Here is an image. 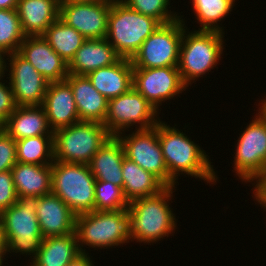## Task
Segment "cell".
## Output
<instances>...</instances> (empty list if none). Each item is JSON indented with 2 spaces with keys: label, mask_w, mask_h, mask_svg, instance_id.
Listing matches in <instances>:
<instances>
[{
  "label": "cell",
  "mask_w": 266,
  "mask_h": 266,
  "mask_svg": "<svg viewBox=\"0 0 266 266\" xmlns=\"http://www.w3.org/2000/svg\"><path fill=\"white\" fill-rule=\"evenodd\" d=\"M18 53L49 82L64 81L68 77V63L61 58L42 36H26Z\"/></svg>",
  "instance_id": "2e32d148"
},
{
  "label": "cell",
  "mask_w": 266,
  "mask_h": 266,
  "mask_svg": "<svg viewBox=\"0 0 266 266\" xmlns=\"http://www.w3.org/2000/svg\"><path fill=\"white\" fill-rule=\"evenodd\" d=\"M182 17L174 22L161 24L142 43L131 59L133 68L178 66L181 39L186 28Z\"/></svg>",
  "instance_id": "8fae6325"
},
{
  "label": "cell",
  "mask_w": 266,
  "mask_h": 266,
  "mask_svg": "<svg viewBox=\"0 0 266 266\" xmlns=\"http://www.w3.org/2000/svg\"><path fill=\"white\" fill-rule=\"evenodd\" d=\"M51 181V193L76 215L94 211L96 179L89 164L53 161Z\"/></svg>",
  "instance_id": "52a82bcc"
},
{
  "label": "cell",
  "mask_w": 266,
  "mask_h": 266,
  "mask_svg": "<svg viewBox=\"0 0 266 266\" xmlns=\"http://www.w3.org/2000/svg\"><path fill=\"white\" fill-rule=\"evenodd\" d=\"M126 135L123 136V132L117 135L123 144L125 157L138 164L145 171L154 174L169 187V173L158 140V123L153 128L135 130Z\"/></svg>",
  "instance_id": "7c38bea8"
},
{
  "label": "cell",
  "mask_w": 266,
  "mask_h": 266,
  "mask_svg": "<svg viewBox=\"0 0 266 266\" xmlns=\"http://www.w3.org/2000/svg\"><path fill=\"white\" fill-rule=\"evenodd\" d=\"M255 184L253 189L254 200H266V173L265 175Z\"/></svg>",
  "instance_id": "8d00e7d4"
},
{
  "label": "cell",
  "mask_w": 266,
  "mask_h": 266,
  "mask_svg": "<svg viewBox=\"0 0 266 266\" xmlns=\"http://www.w3.org/2000/svg\"><path fill=\"white\" fill-rule=\"evenodd\" d=\"M256 201L260 204V206H262L261 208L264 207V209H266V200H256Z\"/></svg>",
  "instance_id": "ee69618b"
},
{
  "label": "cell",
  "mask_w": 266,
  "mask_h": 266,
  "mask_svg": "<svg viewBox=\"0 0 266 266\" xmlns=\"http://www.w3.org/2000/svg\"><path fill=\"white\" fill-rule=\"evenodd\" d=\"M87 77L93 87L110 100L133 87V65L131 59L120 58L110 66L94 70Z\"/></svg>",
  "instance_id": "ffe728a7"
},
{
  "label": "cell",
  "mask_w": 266,
  "mask_h": 266,
  "mask_svg": "<svg viewBox=\"0 0 266 266\" xmlns=\"http://www.w3.org/2000/svg\"><path fill=\"white\" fill-rule=\"evenodd\" d=\"M75 234L81 254L85 245L109 249L132 242L131 217L127 209L119 211H92L76 215Z\"/></svg>",
  "instance_id": "3957f363"
},
{
  "label": "cell",
  "mask_w": 266,
  "mask_h": 266,
  "mask_svg": "<svg viewBox=\"0 0 266 266\" xmlns=\"http://www.w3.org/2000/svg\"><path fill=\"white\" fill-rule=\"evenodd\" d=\"M264 97H266V96H264ZM259 104H261V106L258 108L257 111H259L258 112L259 115L266 121V98L261 99V101H259Z\"/></svg>",
  "instance_id": "b9f144b4"
},
{
  "label": "cell",
  "mask_w": 266,
  "mask_h": 266,
  "mask_svg": "<svg viewBox=\"0 0 266 266\" xmlns=\"http://www.w3.org/2000/svg\"><path fill=\"white\" fill-rule=\"evenodd\" d=\"M188 32H187V31ZM224 33L218 31L184 29L179 49L178 70L189 87L199 77L216 67L224 49Z\"/></svg>",
  "instance_id": "5b68a950"
},
{
  "label": "cell",
  "mask_w": 266,
  "mask_h": 266,
  "mask_svg": "<svg viewBox=\"0 0 266 266\" xmlns=\"http://www.w3.org/2000/svg\"><path fill=\"white\" fill-rule=\"evenodd\" d=\"M107 0H60V3H94Z\"/></svg>",
  "instance_id": "7bdbcfd3"
},
{
  "label": "cell",
  "mask_w": 266,
  "mask_h": 266,
  "mask_svg": "<svg viewBox=\"0 0 266 266\" xmlns=\"http://www.w3.org/2000/svg\"><path fill=\"white\" fill-rule=\"evenodd\" d=\"M122 177L123 193L128 202L156 195L167 187L154 174L145 171L126 157L122 163Z\"/></svg>",
  "instance_id": "4316f807"
},
{
  "label": "cell",
  "mask_w": 266,
  "mask_h": 266,
  "mask_svg": "<svg viewBox=\"0 0 266 266\" xmlns=\"http://www.w3.org/2000/svg\"><path fill=\"white\" fill-rule=\"evenodd\" d=\"M53 50L67 63L74 57L86 38L60 18L52 23L42 35Z\"/></svg>",
  "instance_id": "83f0119b"
},
{
  "label": "cell",
  "mask_w": 266,
  "mask_h": 266,
  "mask_svg": "<svg viewBox=\"0 0 266 266\" xmlns=\"http://www.w3.org/2000/svg\"><path fill=\"white\" fill-rule=\"evenodd\" d=\"M133 87L158 111L166 100L187 89L177 66L133 68Z\"/></svg>",
  "instance_id": "4fadbf2b"
},
{
  "label": "cell",
  "mask_w": 266,
  "mask_h": 266,
  "mask_svg": "<svg viewBox=\"0 0 266 266\" xmlns=\"http://www.w3.org/2000/svg\"><path fill=\"white\" fill-rule=\"evenodd\" d=\"M160 25L155 18L128 8L120 0H113L105 39L121 58L132 59Z\"/></svg>",
  "instance_id": "8992f818"
},
{
  "label": "cell",
  "mask_w": 266,
  "mask_h": 266,
  "mask_svg": "<svg viewBox=\"0 0 266 266\" xmlns=\"http://www.w3.org/2000/svg\"><path fill=\"white\" fill-rule=\"evenodd\" d=\"M88 254L89 253L80 254L74 261L70 262L67 266H95Z\"/></svg>",
  "instance_id": "74e56055"
},
{
  "label": "cell",
  "mask_w": 266,
  "mask_h": 266,
  "mask_svg": "<svg viewBox=\"0 0 266 266\" xmlns=\"http://www.w3.org/2000/svg\"><path fill=\"white\" fill-rule=\"evenodd\" d=\"M125 157L123 144L111 136L99 148L89 163L96 180L111 182L123 188L122 163Z\"/></svg>",
  "instance_id": "cb8c5ba5"
},
{
  "label": "cell",
  "mask_w": 266,
  "mask_h": 266,
  "mask_svg": "<svg viewBox=\"0 0 266 266\" xmlns=\"http://www.w3.org/2000/svg\"><path fill=\"white\" fill-rule=\"evenodd\" d=\"M17 201L0 213L6 242V254L15 252L34 258L39 251L43 235L36 207L39 196H17ZM32 255V256H31Z\"/></svg>",
  "instance_id": "277c9868"
},
{
  "label": "cell",
  "mask_w": 266,
  "mask_h": 266,
  "mask_svg": "<svg viewBox=\"0 0 266 266\" xmlns=\"http://www.w3.org/2000/svg\"><path fill=\"white\" fill-rule=\"evenodd\" d=\"M80 121L104 123L108 100L92 85L87 76L68 74Z\"/></svg>",
  "instance_id": "7402d4cb"
},
{
  "label": "cell",
  "mask_w": 266,
  "mask_h": 266,
  "mask_svg": "<svg viewBox=\"0 0 266 266\" xmlns=\"http://www.w3.org/2000/svg\"><path fill=\"white\" fill-rule=\"evenodd\" d=\"M110 137L99 122L79 121L57 129L53 133L54 161L89 164Z\"/></svg>",
  "instance_id": "ba28073f"
},
{
  "label": "cell",
  "mask_w": 266,
  "mask_h": 266,
  "mask_svg": "<svg viewBox=\"0 0 266 266\" xmlns=\"http://www.w3.org/2000/svg\"><path fill=\"white\" fill-rule=\"evenodd\" d=\"M158 140L169 173V187H175L180 173L199 178L209 184L217 182V173L206 151L194 143L186 133L179 131L175 126L165 124L164 121H159Z\"/></svg>",
  "instance_id": "6da1fadb"
},
{
  "label": "cell",
  "mask_w": 266,
  "mask_h": 266,
  "mask_svg": "<svg viewBox=\"0 0 266 266\" xmlns=\"http://www.w3.org/2000/svg\"><path fill=\"white\" fill-rule=\"evenodd\" d=\"M36 216L43 238L75 233L76 214L53 193L39 197Z\"/></svg>",
  "instance_id": "e0dca14e"
},
{
  "label": "cell",
  "mask_w": 266,
  "mask_h": 266,
  "mask_svg": "<svg viewBox=\"0 0 266 266\" xmlns=\"http://www.w3.org/2000/svg\"><path fill=\"white\" fill-rule=\"evenodd\" d=\"M7 54H5L2 50H0V77H5V73H6V66L8 64V62L6 61V59L4 57H6ZM7 63V64H6Z\"/></svg>",
  "instance_id": "60d3db41"
},
{
  "label": "cell",
  "mask_w": 266,
  "mask_h": 266,
  "mask_svg": "<svg viewBox=\"0 0 266 266\" xmlns=\"http://www.w3.org/2000/svg\"><path fill=\"white\" fill-rule=\"evenodd\" d=\"M241 132L233 169L241 181L257 183L266 173V121L256 113Z\"/></svg>",
  "instance_id": "30bf717a"
},
{
  "label": "cell",
  "mask_w": 266,
  "mask_h": 266,
  "mask_svg": "<svg viewBox=\"0 0 266 266\" xmlns=\"http://www.w3.org/2000/svg\"><path fill=\"white\" fill-rule=\"evenodd\" d=\"M11 170L0 173V213L17 201Z\"/></svg>",
  "instance_id": "e575fe53"
},
{
  "label": "cell",
  "mask_w": 266,
  "mask_h": 266,
  "mask_svg": "<svg viewBox=\"0 0 266 266\" xmlns=\"http://www.w3.org/2000/svg\"><path fill=\"white\" fill-rule=\"evenodd\" d=\"M128 200L123 188L111 182L96 180L95 183V211H119L127 209Z\"/></svg>",
  "instance_id": "1f68e13d"
},
{
  "label": "cell",
  "mask_w": 266,
  "mask_h": 266,
  "mask_svg": "<svg viewBox=\"0 0 266 266\" xmlns=\"http://www.w3.org/2000/svg\"><path fill=\"white\" fill-rule=\"evenodd\" d=\"M3 131V125L0 124V133Z\"/></svg>",
  "instance_id": "bcb514c9"
},
{
  "label": "cell",
  "mask_w": 266,
  "mask_h": 266,
  "mask_svg": "<svg viewBox=\"0 0 266 266\" xmlns=\"http://www.w3.org/2000/svg\"><path fill=\"white\" fill-rule=\"evenodd\" d=\"M2 78L4 77H0V124L4 125L17 105L13 97L10 82H8V85H5L6 83L2 81Z\"/></svg>",
  "instance_id": "d590c367"
},
{
  "label": "cell",
  "mask_w": 266,
  "mask_h": 266,
  "mask_svg": "<svg viewBox=\"0 0 266 266\" xmlns=\"http://www.w3.org/2000/svg\"><path fill=\"white\" fill-rule=\"evenodd\" d=\"M112 1L60 3L59 18L86 39L106 38Z\"/></svg>",
  "instance_id": "9a60e30c"
},
{
  "label": "cell",
  "mask_w": 266,
  "mask_h": 266,
  "mask_svg": "<svg viewBox=\"0 0 266 266\" xmlns=\"http://www.w3.org/2000/svg\"><path fill=\"white\" fill-rule=\"evenodd\" d=\"M121 57L105 39H86L68 63V73L87 76L102 67L116 63Z\"/></svg>",
  "instance_id": "d6986e66"
},
{
  "label": "cell",
  "mask_w": 266,
  "mask_h": 266,
  "mask_svg": "<svg viewBox=\"0 0 266 266\" xmlns=\"http://www.w3.org/2000/svg\"><path fill=\"white\" fill-rule=\"evenodd\" d=\"M19 0H0V9H16Z\"/></svg>",
  "instance_id": "ab89813d"
},
{
  "label": "cell",
  "mask_w": 266,
  "mask_h": 266,
  "mask_svg": "<svg viewBox=\"0 0 266 266\" xmlns=\"http://www.w3.org/2000/svg\"><path fill=\"white\" fill-rule=\"evenodd\" d=\"M176 187H166L156 195L138 198L129 202L132 241L153 243L175 233L176 216L169 201ZM174 190V191H173Z\"/></svg>",
  "instance_id": "7a4b0ae2"
},
{
  "label": "cell",
  "mask_w": 266,
  "mask_h": 266,
  "mask_svg": "<svg viewBox=\"0 0 266 266\" xmlns=\"http://www.w3.org/2000/svg\"><path fill=\"white\" fill-rule=\"evenodd\" d=\"M25 37L16 9H0V50L7 55L18 52Z\"/></svg>",
  "instance_id": "4dcf8cb0"
},
{
  "label": "cell",
  "mask_w": 266,
  "mask_h": 266,
  "mask_svg": "<svg viewBox=\"0 0 266 266\" xmlns=\"http://www.w3.org/2000/svg\"><path fill=\"white\" fill-rule=\"evenodd\" d=\"M17 196H43L51 193V164L17 162L11 169Z\"/></svg>",
  "instance_id": "484cf974"
},
{
  "label": "cell",
  "mask_w": 266,
  "mask_h": 266,
  "mask_svg": "<svg viewBox=\"0 0 266 266\" xmlns=\"http://www.w3.org/2000/svg\"><path fill=\"white\" fill-rule=\"evenodd\" d=\"M3 130L15 141L40 135H53L44 107L16 106L3 125Z\"/></svg>",
  "instance_id": "603a6c76"
},
{
  "label": "cell",
  "mask_w": 266,
  "mask_h": 266,
  "mask_svg": "<svg viewBox=\"0 0 266 266\" xmlns=\"http://www.w3.org/2000/svg\"><path fill=\"white\" fill-rule=\"evenodd\" d=\"M16 163V141L3 130L0 133V173L11 170Z\"/></svg>",
  "instance_id": "836d02e7"
},
{
  "label": "cell",
  "mask_w": 266,
  "mask_h": 266,
  "mask_svg": "<svg viewBox=\"0 0 266 266\" xmlns=\"http://www.w3.org/2000/svg\"><path fill=\"white\" fill-rule=\"evenodd\" d=\"M42 106L53 132L80 121L72 88L66 80L48 84Z\"/></svg>",
  "instance_id": "ac0fdd59"
},
{
  "label": "cell",
  "mask_w": 266,
  "mask_h": 266,
  "mask_svg": "<svg viewBox=\"0 0 266 266\" xmlns=\"http://www.w3.org/2000/svg\"><path fill=\"white\" fill-rule=\"evenodd\" d=\"M7 57L10 63L6 71H9L8 79L16 105H43L49 82L18 52L10 53Z\"/></svg>",
  "instance_id": "5bb4252c"
},
{
  "label": "cell",
  "mask_w": 266,
  "mask_h": 266,
  "mask_svg": "<svg viewBox=\"0 0 266 266\" xmlns=\"http://www.w3.org/2000/svg\"><path fill=\"white\" fill-rule=\"evenodd\" d=\"M80 254L75 233L46 237L30 266H67Z\"/></svg>",
  "instance_id": "d4e9b609"
},
{
  "label": "cell",
  "mask_w": 266,
  "mask_h": 266,
  "mask_svg": "<svg viewBox=\"0 0 266 266\" xmlns=\"http://www.w3.org/2000/svg\"><path fill=\"white\" fill-rule=\"evenodd\" d=\"M4 256L0 254V266H3Z\"/></svg>",
  "instance_id": "f6af8a7d"
},
{
  "label": "cell",
  "mask_w": 266,
  "mask_h": 266,
  "mask_svg": "<svg viewBox=\"0 0 266 266\" xmlns=\"http://www.w3.org/2000/svg\"><path fill=\"white\" fill-rule=\"evenodd\" d=\"M17 162L49 165L54 161L53 135H40L16 141Z\"/></svg>",
  "instance_id": "f1b7e54d"
},
{
  "label": "cell",
  "mask_w": 266,
  "mask_h": 266,
  "mask_svg": "<svg viewBox=\"0 0 266 266\" xmlns=\"http://www.w3.org/2000/svg\"><path fill=\"white\" fill-rule=\"evenodd\" d=\"M16 11L26 36L43 35L59 18L60 0H19Z\"/></svg>",
  "instance_id": "44dd1931"
},
{
  "label": "cell",
  "mask_w": 266,
  "mask_h": 266,
  "mask_svg": "<svg viewBox=\"0 0 266 266\" xmlns=\"http://www.w3.org/2000/svg\"><path fill=\"white\" fill-rule=\"evenodd\" d=\"M0 254L3 255L4 257L6 255V242L4 238V230L1 218H0Z\"/></svg>",
  "instance_id": "f35d334b"
},
{
  "label": "cell",
  "mask_w": 266,
  "mask_h": 266,
  "mask_svg": "<svg viewBox=\"0 0 266 266\" xmlns=\"http://www.w3.org/2000/svg\"><path fill=\"white\" fill-rule=\"evenodd\" d=\"M192 9L200 24L199 30L223 32V27L218 25L235 6L236 0H191Z\"/></svg>",
  "instance_id": "f546056e"
},
{
  "label": "cell",
  "mask_w": 266,
  "mask_h": 266,
  "mask_svg": "<svg viewBox=\"0 0 266 266\" xmlns=\"http://www.w3.org/2000/svg\"><path fill=\"white\" fill-rule=\"evenodd\" d=\"M128 8L141 13L143 15H148L161 24H168L174 22L180 18L176 12L168 10L170 7L169 0H120Z\"/></svg>",
  "instance_id": "d6a6232c"
},
{
  "label": "cell",
  "mask_w": 266,
  "mask_h": 266,
  "mask_svg": "<svg viewBox=\"0 0 266 266\" xmlns=\"http://www.w3.org/2000/svg\"><path fill=\"white\" fill-rule=\"evenodd\" d=\"M157 111L134 87L108 100L104 125L111 136H117L131 126L136 130L153 128L161 120Z\"/></svg>",
  "instance_id": "9c48e42d"
}]
</instances>
